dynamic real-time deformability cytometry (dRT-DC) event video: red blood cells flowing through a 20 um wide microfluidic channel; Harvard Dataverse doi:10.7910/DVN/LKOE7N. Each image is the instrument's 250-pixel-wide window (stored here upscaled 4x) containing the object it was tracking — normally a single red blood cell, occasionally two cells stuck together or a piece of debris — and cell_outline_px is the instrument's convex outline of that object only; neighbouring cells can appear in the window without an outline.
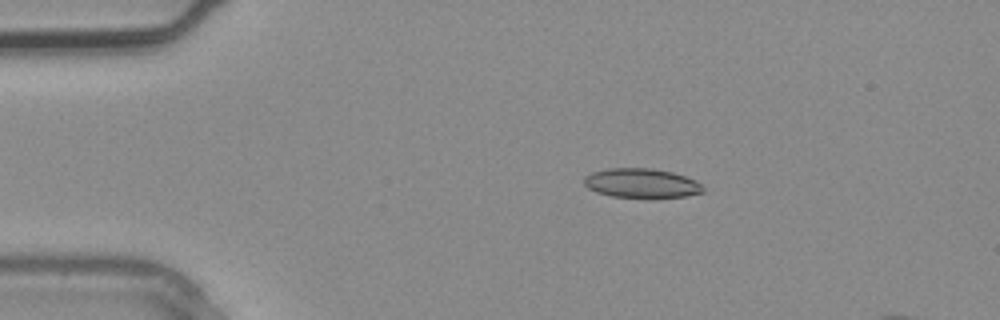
{"species": "common noctule bat (a hibernating species)", "species_latin": "Nyctalus noctula", "temperature_condition": "warm", "stored_images_in_passage": 3, "camera_frame_rate_fps": 3000, "um_per_image_px": 0.085, "animal": {"sex": "male", "body_mass_g": 20.4}, "frame": {"image": 1, "passage_image": 1, "time_ms": 0.0, "image_size_px": [1000, 320], "cell_outline_px": [[704, 192], [688, 196], [652, 200], [612, 196], [596, 192], [588, 188], [584, 184], [584, 176], [592, 172], [608, 168], [652, 168], [672, 172], [696, 180], [704, 188]], "centroid_in_image_um": [54.55, 15.61], "position_along_channel_um": 30.4, "area_um2": 21.1}}
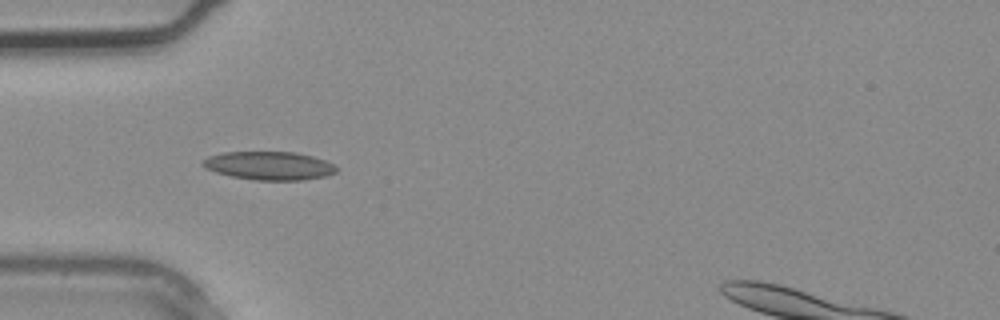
{"frame": {"image": 2, "passage_image": 2, "time_ms": 0.333, "image_size_px": [1000, 320], "cell_outline_px": [[336, 172], [324, 176], [304, 180], [256, 180], [232, 176], [216, 172], [200, 164], [208, 156], [224, 152], [296, 152], [312, 156], [324, 160], [332, 164], [336, 168]], "centroid_in_image_um": [22.87, 14.08], "position_along_channel_um": 62.1, "area_um2": 21.85}}